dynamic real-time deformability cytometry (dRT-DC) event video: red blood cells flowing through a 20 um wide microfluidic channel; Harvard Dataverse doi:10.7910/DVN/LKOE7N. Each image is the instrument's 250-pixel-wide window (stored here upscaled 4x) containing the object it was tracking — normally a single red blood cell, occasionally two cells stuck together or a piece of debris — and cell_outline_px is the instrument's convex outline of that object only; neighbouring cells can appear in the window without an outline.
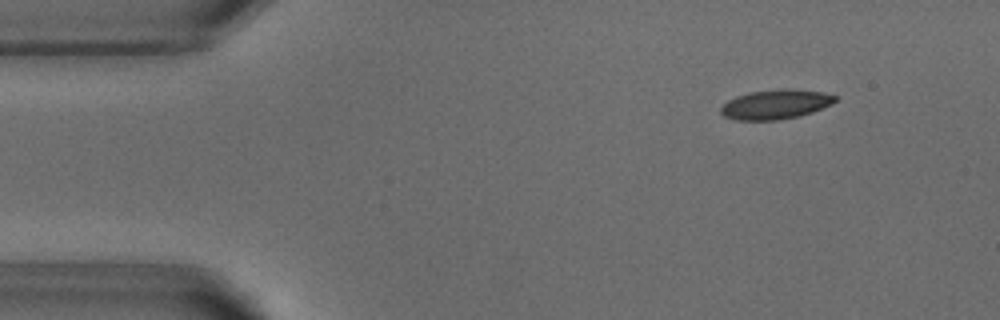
{"species": "common noctule bat (a hibernating species)", "species_latin": "Nyctalus noctula", "temperature_condition": "warm", "stored_images_in_passage": 48, "camera_frame_rate_fps": 3000, "um_per_image_px": 0.085, "animal": {"sex": "male", "body_mass_g": 18.8}, "frame": {"image": 1, "passage_image": 2, "time_ms": 0.333, "image_size_px": [1000, 320], "cell_outline_px": [[836, 100], [812, 112], [800, 116], [776, 120], [736, 120], [724, 116], [720, 112], [720, 108], [728, 100], [736, 96], [748, 92], [780, 88], [792, 88], [820, 92], [836, 96]], "centroid_in_image_um": [65.87, 8.86], "position_along_channel_um": 19.1, "area_um2": 19.59}}
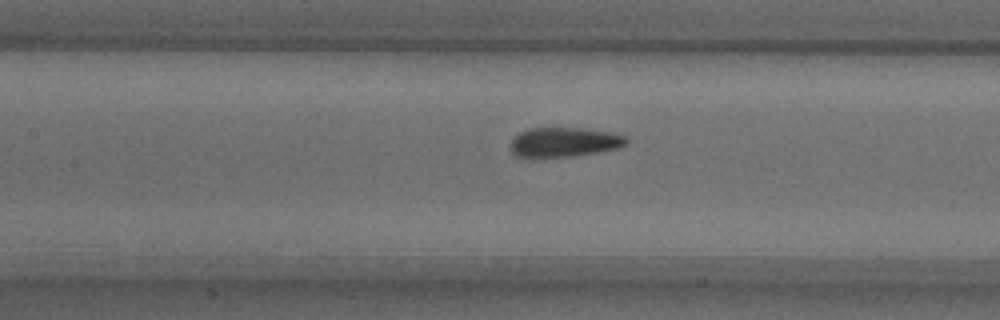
{"frame": {"image": 2, "passage_image": 19, "time_ms": 6.0, "image_size_px": [1000, 320], "cell_outline_px": [[628, 144], [620, 148], [572, 156], [532, 160], [524, 160], [516, 156], [512, 152], [512, 140], [520, 132], [528, 128], [584, 128], [608, 132], [624, 136], [628, 140]], "centroid_in_image_um": [47.9, 12.12], "position_along_channel_um": 159.5, "area_um2": 20.46}}
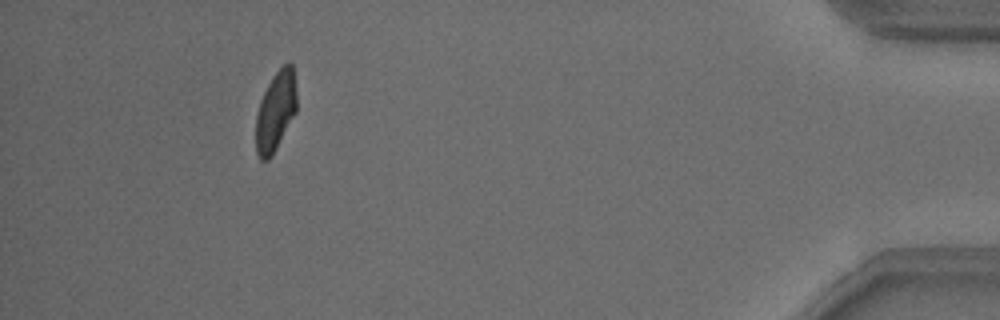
{"frame": {"image": 3, "passage_image": 44, "time_ms": 14.333, "image_size_px": [1000, 320], "cell_outline_px": [[296, 112], [272, 156], [268, 160], [260, 160], [256, 152], [256, 116], [260, 100], [272, 76], [288, 60], [292, 64], [296, 92]], "centroid_in_image_um": [23.42, 9.46], "position_along_channel_um": 411.8, "area_um2": 18.9}, "authors_computed_cell_mechanics": {"area_um2": 20.2878, "velocity_mm_per_s": 3.8171, "shape_relaxation_time_tau1_ms": 4.7097, "shape_relaxation_time_tau2_ms": 1.0349, "deformation_change_tau1": 0.1386, "deformation_change_tau2": 0.0792}}